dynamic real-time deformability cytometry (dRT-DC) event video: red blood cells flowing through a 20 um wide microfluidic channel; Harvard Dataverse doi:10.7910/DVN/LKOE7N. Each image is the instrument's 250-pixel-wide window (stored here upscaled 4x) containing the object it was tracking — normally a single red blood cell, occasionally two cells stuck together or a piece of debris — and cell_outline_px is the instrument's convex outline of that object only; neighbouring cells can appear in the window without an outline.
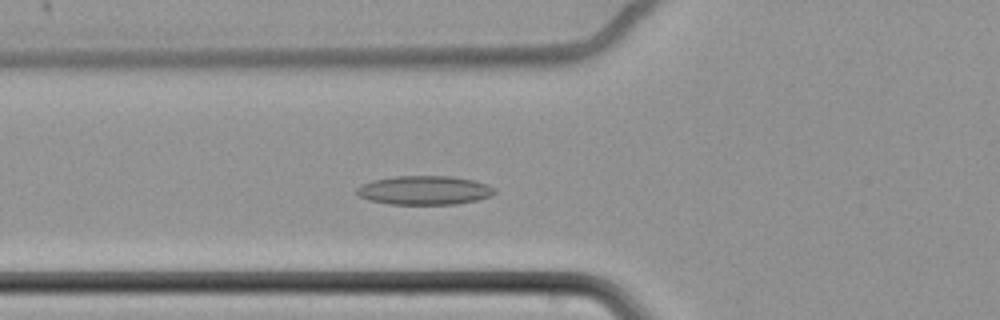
{"species": "common noctule bat (a hibernating species)", "species_latin": "Nyctalus noctula", "temperature_condition": "cold", "stored_images_in_passage": 54, "camera_frame_rate_fps": 3000, "um_per_image_px": 0.085, "animal": {"sex": "female", "body_mass_g": 22.7, "forearm_length_mm": 54.2}, "frame": {"image": 1, "passage_image": 16, "time_ms": 5.0, "image_size_px": [1000, 320], "cell_outline_px": [[496, 192], [492, 196], [476, 200], [456, 204], [388, 204], [368, 200], [360, 196], [356, 192], [356, 188], [372, 180], [392, 176], [452, 176], [472, 180], [488, 184], [496, 188]], "centroid_in_image_um": [36.09, 16.17], "position_along_channel_um": 89.7, "area_um2": 23.35}}
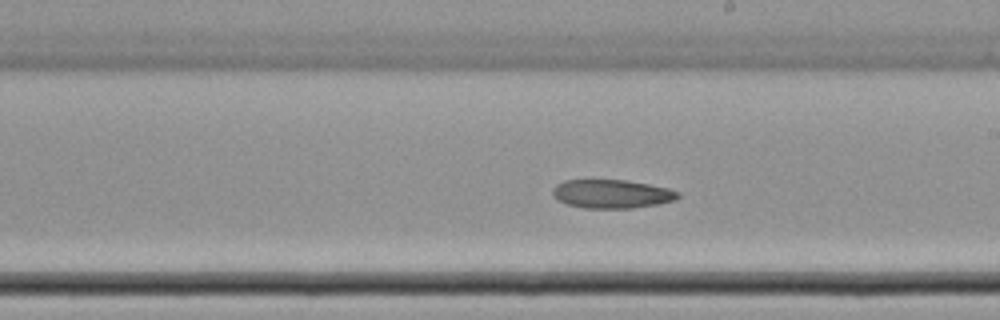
{"frame": {"image": 2, "passage_image": 29, "time_ms": 9.333, "image_size_px": [1000, 320], "cell_outline_px": [[680, 196], [676, 200], [660, 204], [632, 208], [584, 208], [568, 204], [552, 196], [552, 188], [556, 184], [564, 180], [624, 180], [648, 184], [668, 188], [680, 192]], "centroid_in_image_um": [52.02, 16.48], "position_along_channel_um": 237.0, "area_um2": 20.98}}
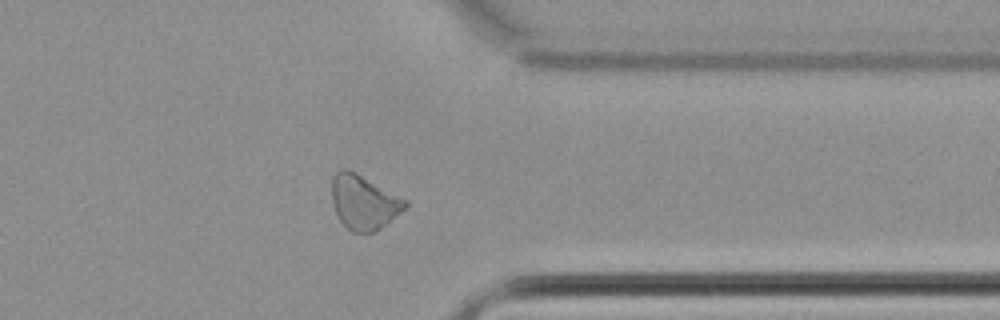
{"frame": {"image": 3, "passage_image": 42, "time_ms": 13.667, "image_size_px": [1000, 320], "cell_outline_px": [[408, 204], [400, 212], [376, 232], [352, 232], [340, 220], [336, 212], [332, 200], [332, 176], [340, 168], [348, 168], [356, 172], [408, 200]], "centroid_in_image_um": [30.91, 17.16], "position_along_channel_um": 380.5, "area_um2": 23.18}}